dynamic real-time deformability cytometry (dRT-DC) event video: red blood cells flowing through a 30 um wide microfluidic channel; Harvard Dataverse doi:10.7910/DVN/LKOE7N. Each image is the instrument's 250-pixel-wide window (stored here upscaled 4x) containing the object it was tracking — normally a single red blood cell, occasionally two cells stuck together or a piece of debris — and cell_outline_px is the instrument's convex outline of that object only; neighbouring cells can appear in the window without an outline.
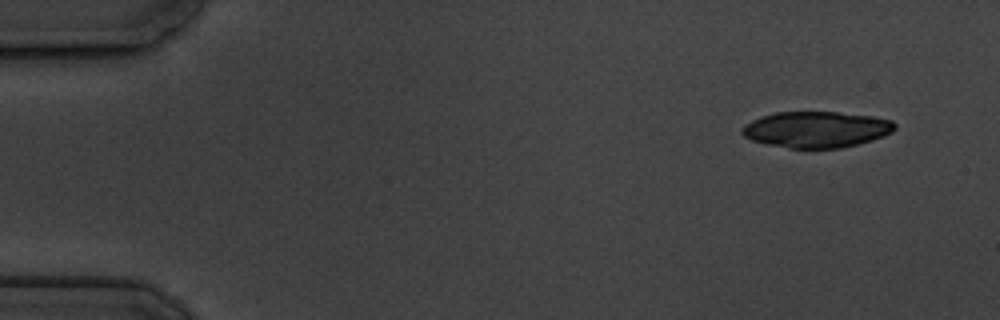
{"species": "common noctule bat (a hibernating species)", "species_latin": "Nyctalus noctula", "temperature_condition": "cold", "stored_images_in_passage": 6, "camera_frame_rate_fps": 3000, "um_per_image_px": 0.085, "animal": {"sex": "male", "body_mass_g": 19.5, "forearm_length_mm": 54.6}, "frame": {"image": 1, "passage_image": 1, "time_ms": 0.0, "image_size_px": [1000, 320], "cell_outline_px": [[896, 128], [892, 132], [884, 136], [860, 144], [840, 148], [788, 148], [768, 144], [752, 140], [744, 136], [740, 132], [744, 124], [752, 120], [776, 112], [836, 112], [872, 116], [892, 120], [896, 124]], "centroid_in_image_um": [69.41, 11.01], "position_along_channel_um": 15.6, "area_um2": 32.19}}